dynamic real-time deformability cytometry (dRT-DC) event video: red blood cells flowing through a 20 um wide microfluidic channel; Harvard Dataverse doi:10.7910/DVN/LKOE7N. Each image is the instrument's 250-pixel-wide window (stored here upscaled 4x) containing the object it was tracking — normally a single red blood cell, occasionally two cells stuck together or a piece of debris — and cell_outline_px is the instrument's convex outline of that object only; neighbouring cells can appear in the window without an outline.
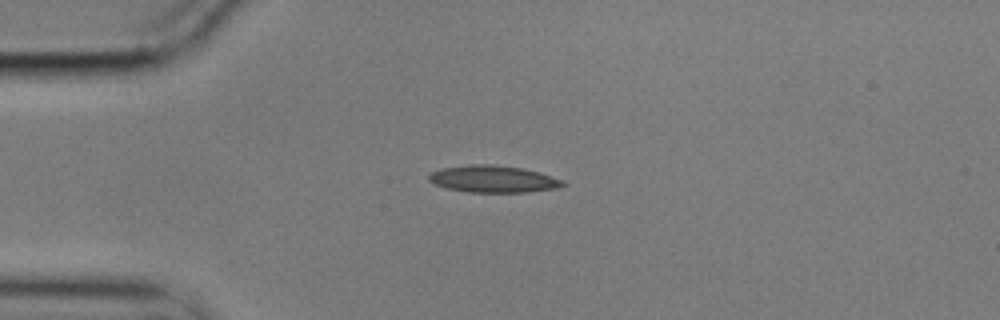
{"species": "common noctule bat (a hibernating species)", "species_latin": "Nyctalus noctula", "temperature_condition": "cold", "stored_images_in_passage": 43, "camera_frame_rate_fps": 3000, "um_per_image_px": 0.085, "animal": {"sex": "male", "body_mass_g": 17.9}, "frame": {"image": 1, "passage_image": 1, "time_ms": 0.0, "image_size_px": [1000, 320], "cell_outline_px": [[568, 184], [556, 188], [528, 192], [468, 192], [448, 188], [436, 184], [428, 180], [428, 176], [432, 172], [444, 168], [472, 164], [492, 164], [524, 168], [564, 180]], "centroid_in_image_um": [41.96, 15.21], "position_along_channel_um": 43.0, "area_um2": 20.92}}
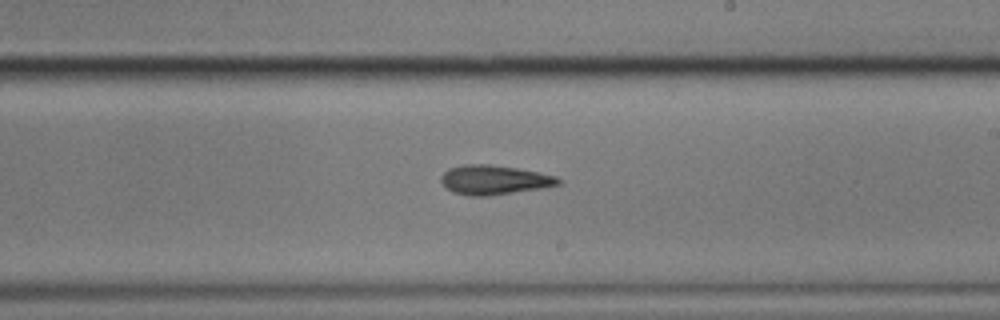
{"frame": {"image": 2, "passage_image": 20, "time_ms": 6.333, "image_size_px": [1000, 320], "cell_outline_px": [[560, 184], [544, 188], [488, 196], [468, 196], [452, 192], [440, 180], [440, 176], [448, 168], [464, 164], [488, 164], [516, 168], [556, 176], [560, 180]], "centroid_in_image_um": [41.97, 15.29], "position_along_channel_um": 247.0, "area_um2": 20.06}}
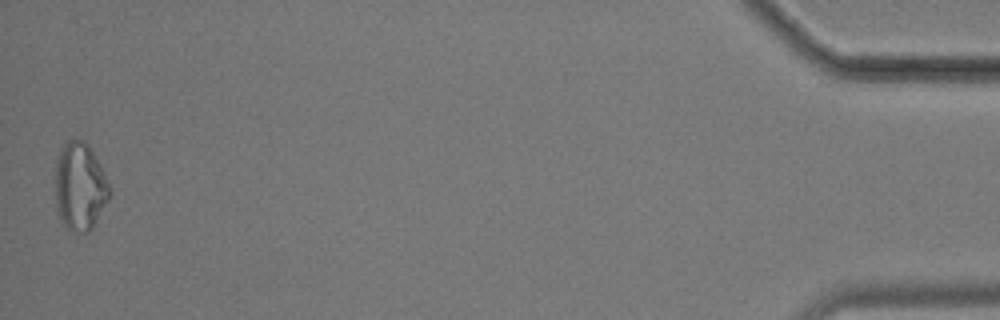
{"frame": {"image": 3, "passage_image": 43, "time_ms": 14.0, "image_size_px": [1000, 320], "cell_outline_px": [[112, 192], [108, 200], [92, 228], [88, 232], [80, 232], [68, 228], [64, 224], [56, 208], [56, 160], [60, 148], [72, 136], [84, 140], [88, 144]], "centroid_in_image_um": [6.77, 15.81], "position_along_channel_um": 428.4, "area_um2": 27.46}, "authors_computed_cell_mechanics": {"area_um2": 20.1722, "velocity_mm_per_s": 3.5376, "shape_relaxation_time_tau1_ms": 3.1123, "shape_relaxation_time_tau2_ms": 7.3972, "deformation_change_tau1": 0.1115, "deformation_change_tau2": 0.1598}}